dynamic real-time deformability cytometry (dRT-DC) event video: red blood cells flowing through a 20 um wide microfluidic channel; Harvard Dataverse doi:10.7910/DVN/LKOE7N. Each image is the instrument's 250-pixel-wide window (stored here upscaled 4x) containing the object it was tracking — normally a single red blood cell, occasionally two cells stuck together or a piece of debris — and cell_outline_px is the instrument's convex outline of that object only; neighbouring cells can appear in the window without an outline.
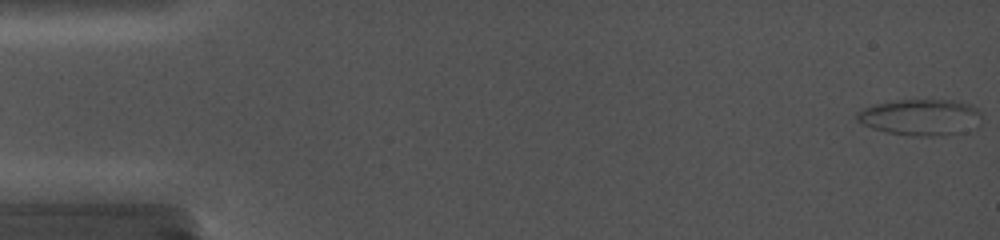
{"species": "common noctule bat (a hibernating species)", "species_latin": "Nyctalus noctula", "temperature_condition": "cold", "stored_images_in_passage": 41, "camera_frame_rate_fps": 5000, "um_per_image_px": 0.085, "animal": {"sex": "female", "body_mass_g": 19.0, "forearm_length_mm": 56.7}, "frame": {"image": 1, "passage_image": 1, "time_ms": 0.0, "image_size_px": [1000, 240], "cell_outline_px": [[980, 116], [956, 132], [944, 136], [912, 136], [888, 132], [864, 124], [856, 120], [856, 112], [864, 108], [876, 104], [896, 100], [952, 100], [972, 104], [980, 112]], "centroid_in_image_um": [78.13, 9.93], "position_along_channel_um": 6.9, "area_um2": 25.32}}
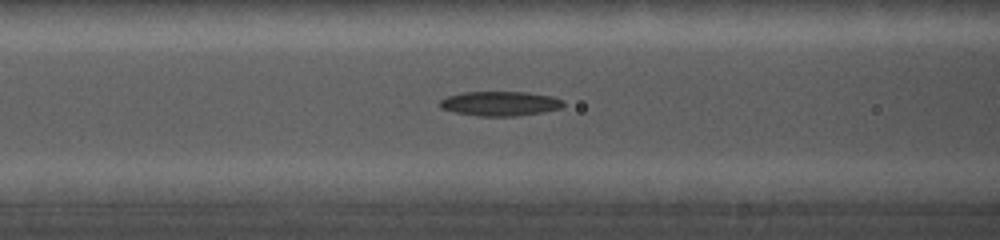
{"frame": {"image": 2, "passage_image": 21, "time_ms": 7.8, "image_size_px": [1000, 240], "cell_outline_px": [[564, 104], [560, 108], [544, 112], [516, 116], [476, 116], [452, 112], [440, 108], [440, 100], [448, 96], [464, 92], [528, 92], [552, 96], [564, 100]], "centroid_in_image_um": [42.51, 8.81], "position_along_channel_um": 124.1, "area_um2": 17.8}}
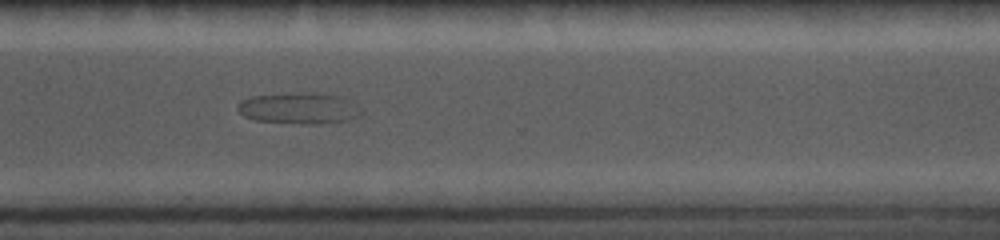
{"frame": {"image": 3, "passage_image": 36, "time_ms": 14.2, "image_size_px": [1000, 240], "cell_outline_px": [[360, 112], [356, 116], [348, 120], [312, 124], [256, 120], [244, 116], [236, 108], [236, 104], [240, 100], [252, 96], [284, 92], [316, 92], [340, 96], [352, 100]], "centroid_in_image_um": [25.35, 9.16], "position_along_channel_um": 345.2, "area_um2": 22.54}}